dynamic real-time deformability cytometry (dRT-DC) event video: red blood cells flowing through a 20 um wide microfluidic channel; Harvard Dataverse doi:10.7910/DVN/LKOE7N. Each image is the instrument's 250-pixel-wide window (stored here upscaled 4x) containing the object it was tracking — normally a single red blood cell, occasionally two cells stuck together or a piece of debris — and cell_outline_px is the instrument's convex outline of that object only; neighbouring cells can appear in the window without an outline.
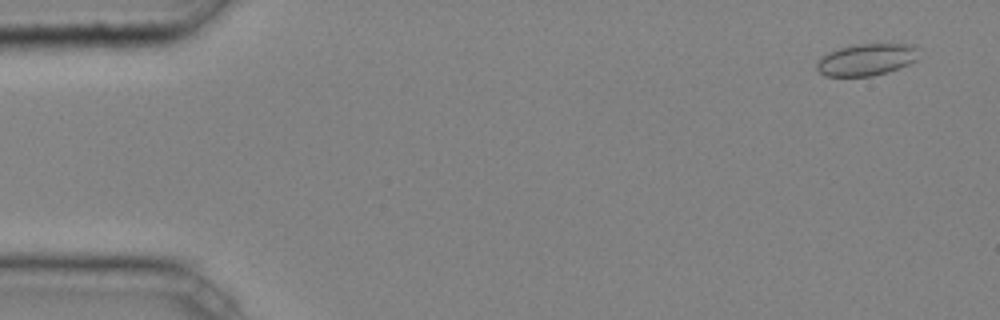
{"species": "common noctule bat (a hibernating species)", "species_latin": "Nyctalus noctula", "temperature_condition": "cold", "stored_images_in_passage": 5, "segment_of_instrument_passage": [1, 2], "camera_frame_rate_fps": 3000, "um_per_image_px": 0.085, "animal": {"sex": "male", "body_mass_g": 20.4}, "frame": {"image": 1, "passage_image": 1, "time_ms": 0.0, "image_size_px": [1000, 320], "cell_outline_px": [[920, 48], [916, 60], [908, 64], [888, 72], [872, 76], [824, 76], [816, 68], [816, 64], [824, 56], [840, 48], [856, 44], [916, 44]], "centroid_in_image_um": [73.71, 5.06], "position_along_channel_um": 11.3, "area_um2": 18.84}}
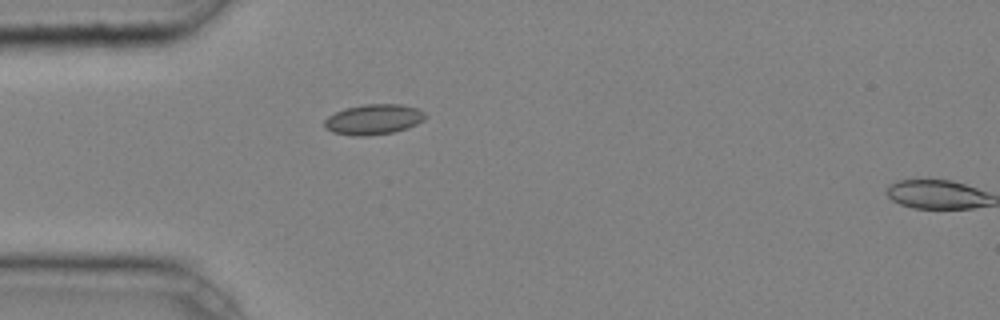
{"frame": {"image": 2, "passage_image": 4, "time_ms": 1.0, "image_size_px": [1000, 320], "cell_outline_px": [[428, 116], [424, 120], [408, 128], [392, 132], [368, 136], [352, 136], [332, 132], [324, 128], [324, 120], [328, 116], [344, 108], [364, 104], [400, 104], [416, 108], [424, 112]], "centroid_in_image_um": [31.74, 10.15], "position_along_channel_um": 53.3, "area_um2": 17.98}}